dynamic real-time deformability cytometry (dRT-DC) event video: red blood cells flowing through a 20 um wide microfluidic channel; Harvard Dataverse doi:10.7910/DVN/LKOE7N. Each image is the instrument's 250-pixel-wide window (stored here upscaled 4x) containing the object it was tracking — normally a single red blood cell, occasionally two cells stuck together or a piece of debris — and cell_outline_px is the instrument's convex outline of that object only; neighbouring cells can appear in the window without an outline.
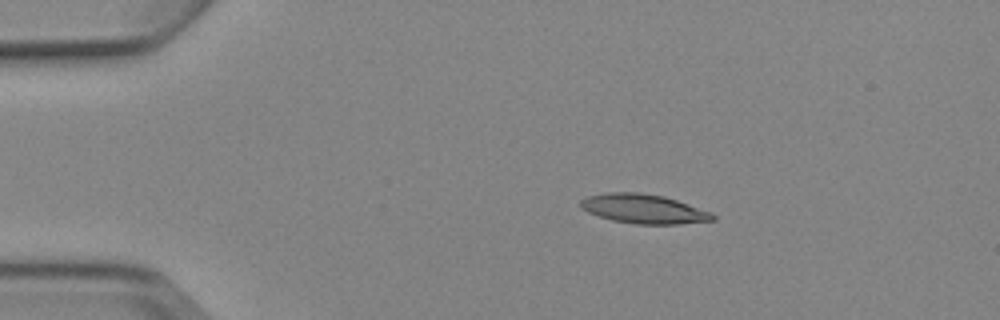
{"species": "Egyptian fruit bat (a non-hibernating species)", "species_latin": "Rousettus aegyptiacus", "temperature_condition": "cold", "stored_images_in_passage": 6, "camera_frame_rate_fps": 3000, "um_per_image_px": 0.085, "animal": {"sex": "female"}, "frame": {"image": 1, "passage_image": 2, "time_ms": 1.0, "image_size_px": [1000, 320], "cell_outline_px": [[716, 220], [680, 224], [636, 224], [612, 220], [588, 212], [580, 208], [580, 200], [588, 196], [608, 192], [640, 192], [664, 196], [712, 212], [716, 216]], "centroid_in_image_um": [54.73, 17.75], "position_along_channel_um": 30.3, "area_um2": 22.6}}
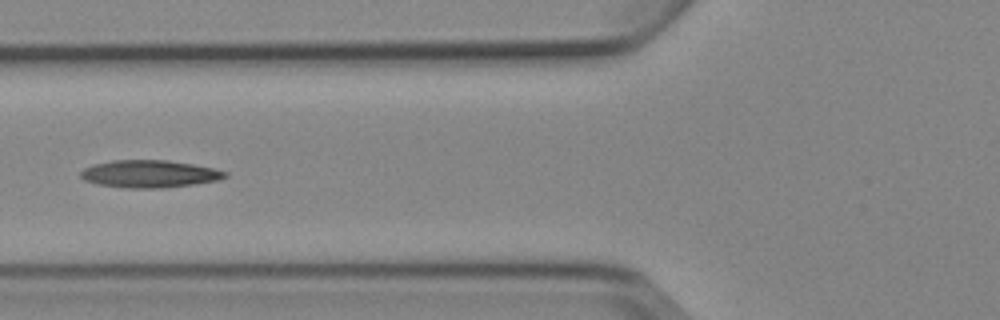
{"frame": {"image": 2, "passage_image": 5, "time_ms": 4.667, "image_size_px": [1000, 320], "cell_outline_px": [[228, 176], [220, 180], [164, 188], [128, 188], [96, 184], [84, 180], [80, 176], [80, 172], [84, 168], [92, 164], [112, 160], [168, 160], [192, 164], [212, 168], [228, 172]], "centroid_in_image_um": [12.68, 14.78], "position_along_channel_um": 113.1, "area_um2": 23.18}}
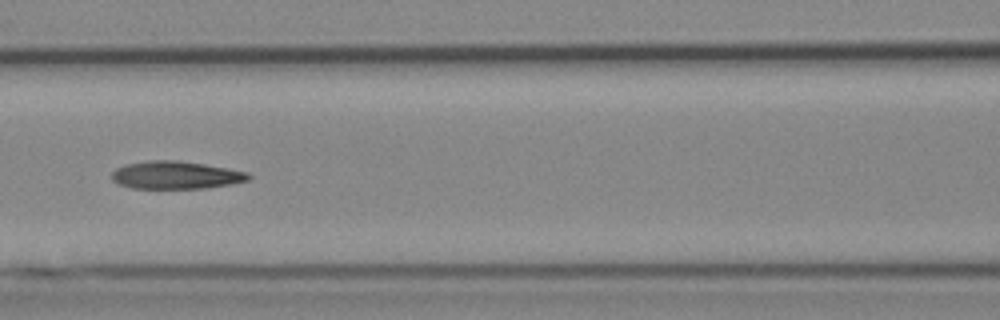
{"frame": {"image": 3, "passage_image": 6, "time_ms": 5.667, "image_size_px": [1000, 320], "cell_outline_px": [[252, 176], [248, 180], [232, 184], [204, 188], [132, 188], [116, 184], [112, 180], [112, 172], [116, 168], [128, 164], [148, 160], [176, 160], [204, 164], [228, 168], [248, 172]], "centroid_in_image_um": [14.94, 14.88], "position_along_channel_um": 151.7, "area_um2": 22.14}}